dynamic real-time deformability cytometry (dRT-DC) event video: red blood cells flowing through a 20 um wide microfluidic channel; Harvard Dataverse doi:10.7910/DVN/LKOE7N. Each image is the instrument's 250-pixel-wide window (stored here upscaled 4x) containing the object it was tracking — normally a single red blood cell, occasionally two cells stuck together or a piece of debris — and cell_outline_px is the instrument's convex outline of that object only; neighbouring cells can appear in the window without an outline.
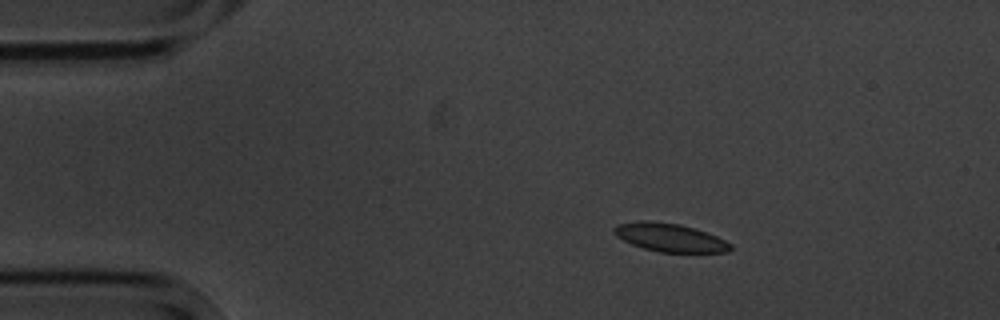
{"species": "common noctule bat (a hibernating species)", "species_latin": "Nyctalus noctula", "temperature_condition": "cold", "stored_images_in_passage": 4, "camera_frame_rate_fps": 3000, "um_per_image_px": 0.085, "animal": {"sex": "male", "body_mass_g": 20.1, "forearm_length_mm": 53.5}, "frame": {"image": 1, "passage_image": 2, "time_ms": 1.333, "image_size_px": [1000, 320], "cell_outline_px": [[732, 248], [728, 252], [660, 252], [644, 248], [632, 244], [616, 236], [612, 232], [612, 228], [616, 224], [640, 220], [648, 220], [680, 224], [696, 228], [716, 236], [732, 244]], "centroid_in_image_um": [56.91, 20.17], "position_along_channel_um": 28.1, "area_um2": 19.31}}
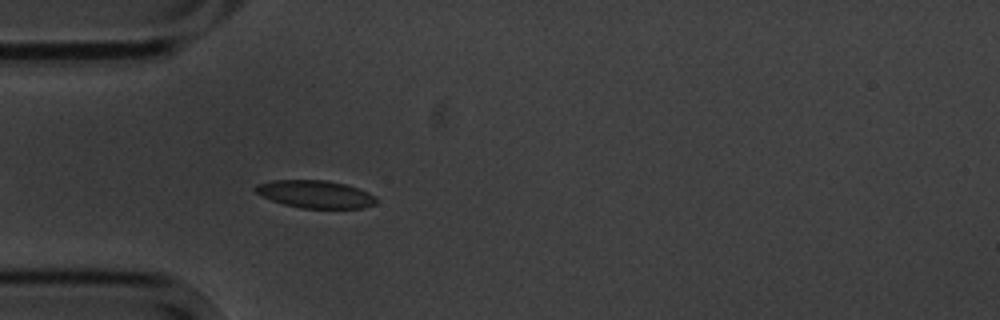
{"frame": {"image": 2, "passage_image": 4, "time_ms": 3.667, "image_size_px": [1000, 320], "cell_outline_px": [[376, 204], [364, 208], [304, 208], [284, 204], [272, 200], [256, 192], [252, 188], [256, 184], [272, 180], [328, 180], [344, 184], [368, 192], [376, 196]], "centroid_in_image_um": [26.81, 16.5], "position_along_channel_um": 58.2, "area_um2": 19.36}}